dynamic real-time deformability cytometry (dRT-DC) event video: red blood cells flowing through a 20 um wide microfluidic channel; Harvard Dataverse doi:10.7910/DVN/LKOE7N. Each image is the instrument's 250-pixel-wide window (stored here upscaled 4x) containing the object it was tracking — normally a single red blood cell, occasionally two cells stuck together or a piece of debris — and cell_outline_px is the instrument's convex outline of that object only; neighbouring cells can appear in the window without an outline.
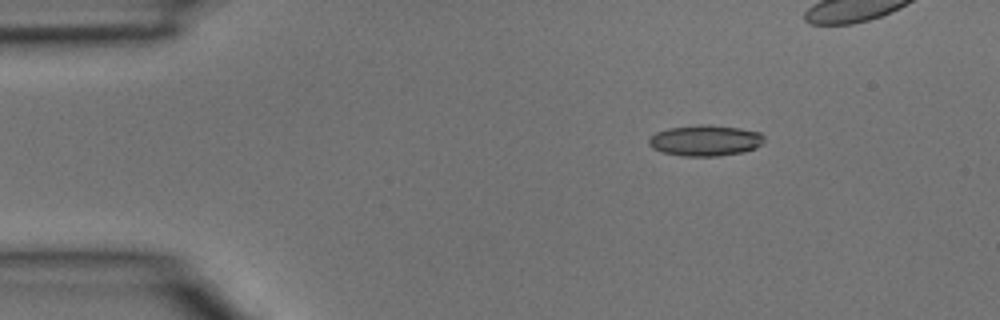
{"species": "common noctule bat (a hibernating species)", "species_latin": "Nyctalus noctula", "temperature_condition": "room temperature", "stored_images_in_passage": 4, "camera_frame_rate_fps": 3000, "um_per_image_px": 0.085, "animal": {"sex": "male", "body_mass_g": 15.6}, "frame": {"image": 1, "passage_image": 1, "time_ms": 0.0, "image_size_px": [1000, 320], "cell_outline_px": [[764, 140], [756, 148], [744, 152], [716, 156], [684, 156], [664, 152], [652, 148], [648, 144], [648, 140], [656, 132], [668, 128], [708, 124], [740, 128], [760, 132], [764, 136]], "centroid_in_image_um": [59.96, 11.94], "position_along_channel_um": 25.0, "area_um2": 20.69}}